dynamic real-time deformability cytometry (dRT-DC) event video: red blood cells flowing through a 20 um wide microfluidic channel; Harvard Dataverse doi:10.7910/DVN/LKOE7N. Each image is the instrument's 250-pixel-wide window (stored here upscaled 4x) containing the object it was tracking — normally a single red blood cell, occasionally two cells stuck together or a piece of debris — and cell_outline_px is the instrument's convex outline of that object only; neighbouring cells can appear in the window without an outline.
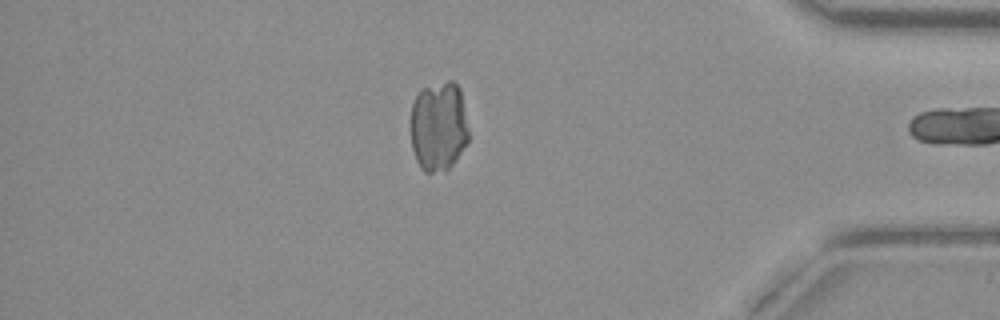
{"species": "common noctule bat (a hibernating species)", "species_latin": "Nyctalus noctula", "temperature_condition": "warm", "stored_images_in_passage": 43, "camera_frame_rate_fps": 3000, "um_per_image_px": 0.085, "animal": {"sex": "female", "body_mass_g": 19.3, "forearm_length_mm": 54.1}, "frame": {"image": 1, "passage_image": 42, "time_ms": 13.667, "image_size_px": [1000, 320], "cell_outline_px": [[468, 144], [452, 164], [448, 168], [432, 172], [424, 172], [420, 168], [416, 160], [412, 148], [412, 104], [416, 96], [424, 88], [448, 80], [452, 80], [460, 88], [468, 128]], "centroid_in_image_um": [37.3, 10.74], "position_along_channel_um": 397.9, "area_um2": 30.11}}